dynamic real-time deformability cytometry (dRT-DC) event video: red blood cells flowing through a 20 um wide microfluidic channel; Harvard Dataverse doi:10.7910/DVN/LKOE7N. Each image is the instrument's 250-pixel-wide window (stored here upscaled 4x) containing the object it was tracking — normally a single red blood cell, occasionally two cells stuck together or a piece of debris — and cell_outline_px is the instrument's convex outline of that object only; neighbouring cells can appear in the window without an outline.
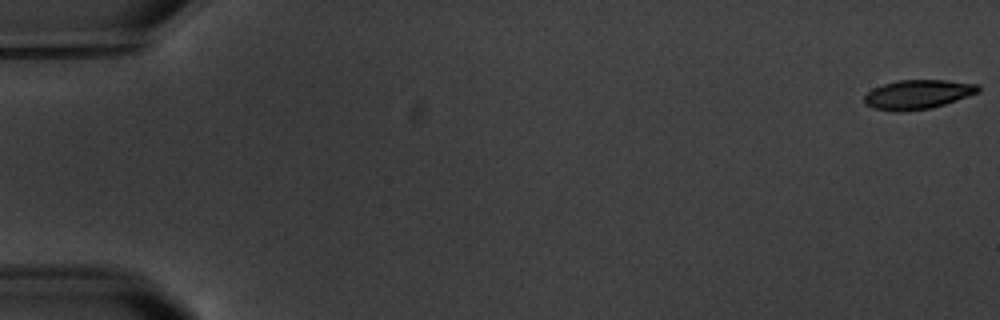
{"species": "common noctule bat (a hibernating species)", "species_latin": "Nyctalus noctula", "temperature_condition": "warm", "stored_images_in_passage": 6, "camera_frame_rate_fps": 3000, "um_per_image_px": 0.085, "animal": {"sex": "male", "body_mass_g": 20.1, "forearm_length_mm": 53.5}, "frame": {"image": 1, "passage_image": 1, "time_ms": 0.0, "image_size_px": [1000, 320], "cell_outline_px": [[980, 92], [932, 108], [904, 112], [892, 112], [872, 108], [864, 104], [864, 96], [872, 88], [884, 84], [900, 80], [944, 80], [980, 84]], "centroid_in_image_um": [77.99, 8.04], "position_along_channel_um": 7.0, "area_um2": 19.65}}
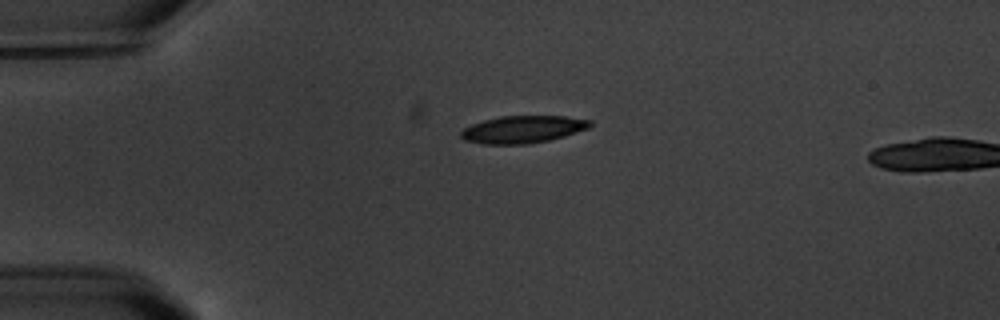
{"frame": {"image": 2, "passage_image": 5, "time_ms": 4.667, "image_size_px": [1000, 320], "cell_outline_px": [[592, 124], [588, 128], [564, 136], [548, 140], [528, 144], [484, 144], [464, 140], [460, 136], [460, 132], [464, 128], [472, 124], [484, 120], [500, 116], [564, 116], [592, 120]], "centroid_in_image_um": [44.43, 10.99], "position_along_channel_um": 40.6, "area_um2": 20.52}}